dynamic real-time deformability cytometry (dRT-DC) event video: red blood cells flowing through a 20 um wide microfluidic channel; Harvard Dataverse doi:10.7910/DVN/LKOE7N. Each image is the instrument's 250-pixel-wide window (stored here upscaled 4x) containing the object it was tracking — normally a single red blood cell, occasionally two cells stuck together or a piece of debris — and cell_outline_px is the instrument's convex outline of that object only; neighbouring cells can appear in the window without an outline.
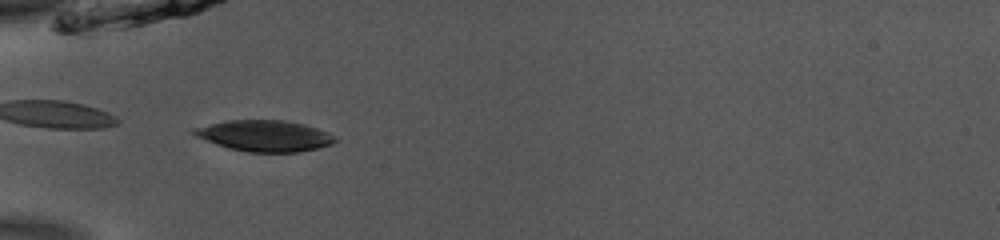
{"species": "common noctule bat (a hibernating species)", "species_latin": "Nyctalus noctula", "temperature_condition": "room temperature", "stored_images_in_passage": 34, "camera_frame_rate_fps": 3000, "um_per_image_px": 0.085, "animal": {"sex": "male", "body_mass_g": 13.0, "forearm_length_mm": 53.1}, "frame": {"image": 1, "passage_image": 1, "time_ms": 0.0, "image_size_px": [1000, 240], "cell_outline_px": [[340, 140], [332, 144], [300, 152], [248, 152], [228, 148], [216, 144], [196, 136], [192, 132], [192, 128], [228, 120], [284, 120], [304, 124], [328, 132], [336, 136]], "centroid_in_image_um": [22.53, 11.54], "position_along_channel_um": 62.5, "area_um2": 25.61}, "authors_computed_cell_mechanics": {"area_um2": 17.9469, "velocity_mm_per_s": 3.8898, "shape_relaxation_time_tau1_ms": null, "shape_relaxation_time_tau2_ms": 2.7545, "deformation_change_tau1": null, "deformation_change_tau2": 0.1156}}